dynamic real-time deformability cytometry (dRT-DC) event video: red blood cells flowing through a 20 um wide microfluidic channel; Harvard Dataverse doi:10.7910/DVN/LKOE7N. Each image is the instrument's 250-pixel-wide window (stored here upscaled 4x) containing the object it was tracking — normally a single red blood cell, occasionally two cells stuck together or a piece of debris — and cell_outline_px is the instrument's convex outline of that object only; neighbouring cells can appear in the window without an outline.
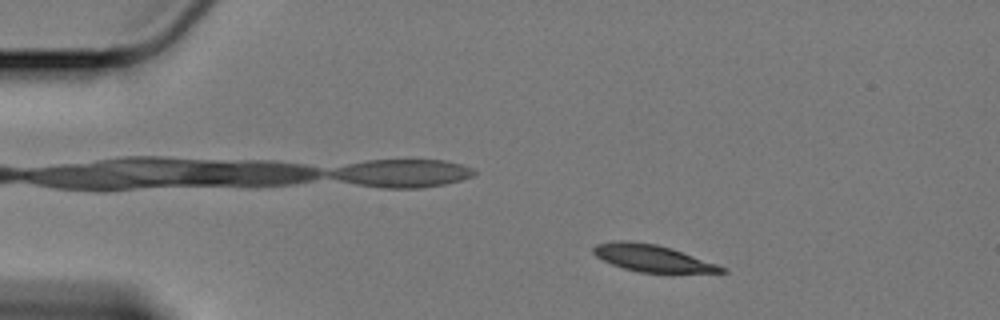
{"species": "Egyptian fruit bat (a non-hibernating species)", "species_latin": "Rousettus aegyptiacus", "temperature_condition": "cold", "stored_images_in_passage": 56, "camera_frame_rate_fps": 3000, "um_per_image_px": 0.085, "animal": {"sex": "female"}, "frame": {"image": 1, "passage_image": 7, "time_ms": 2.0, "image_size_px": [1000, 320], "cell_outline_px": [[728, 272], [640, 272], [624, 268], [612, 264], [596, 256], [592, 252], [592, 248], [596, 244], [612, 240], [628, 240], [656, 244], [672, 248], [728, 268]], "centroid_in_image_um": [55.42, 21.92], "position_along_channel_um": 29.6, "area_um2": 20.0}}
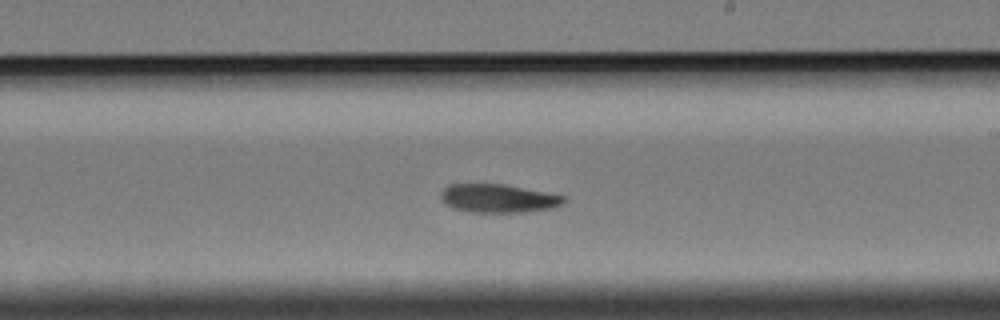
{"frame": {"image": 2, "passage_image": 32, "time_ms": 10.333, "image_size_px": [1000, 320], "cell_outline_px": [[564, 204], [552, 208], [520, 212], [468, 212], [452, 208], [440, 196], [440, 192], [448, 184], [504, 184], [564, 196]], "centroid_in_image_um": [42.32, 16.86], "position_along_channel_um": 246.7, "area_um2": 20.17}}
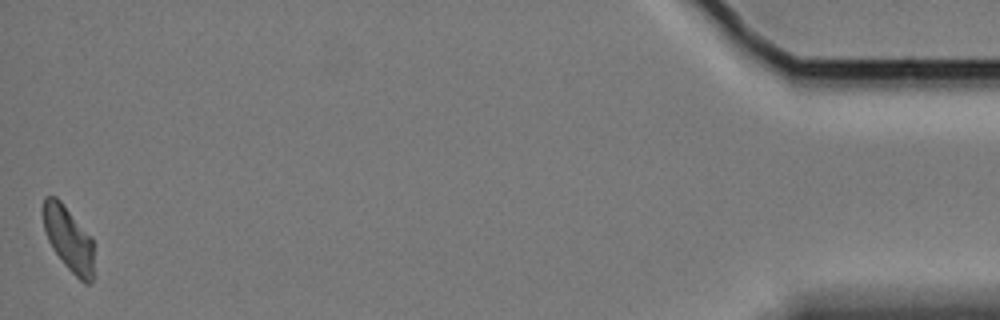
{"frame": {"image": 3, "passage_image": 56, "time_ms": 18.333, "image_size_px": [1000, 320], "cell_outline_px": [[96, 276], [92, 284], [84, 284], [64, 264], [52, 248], [48, 240], [44, 228], [44, 196], [56, 196], [60, 200], [92, 236]], "centroid_in_image_um": [5.91, 20.38], "position_along_channel_um": 429.3, "area_um2": 19.59}, "authors_computed_cell_mechanics": {"area_um2": 20.6924, "velocity_mm_per_s": 3.353, "shape_relaxation_time_tau1_ms": 3.4668, "shape_relaxation_time_tau2_ms": 6.9327, "deformation_change_tau1": 0.1107, "deformation_change_tau2": 0.1075}}